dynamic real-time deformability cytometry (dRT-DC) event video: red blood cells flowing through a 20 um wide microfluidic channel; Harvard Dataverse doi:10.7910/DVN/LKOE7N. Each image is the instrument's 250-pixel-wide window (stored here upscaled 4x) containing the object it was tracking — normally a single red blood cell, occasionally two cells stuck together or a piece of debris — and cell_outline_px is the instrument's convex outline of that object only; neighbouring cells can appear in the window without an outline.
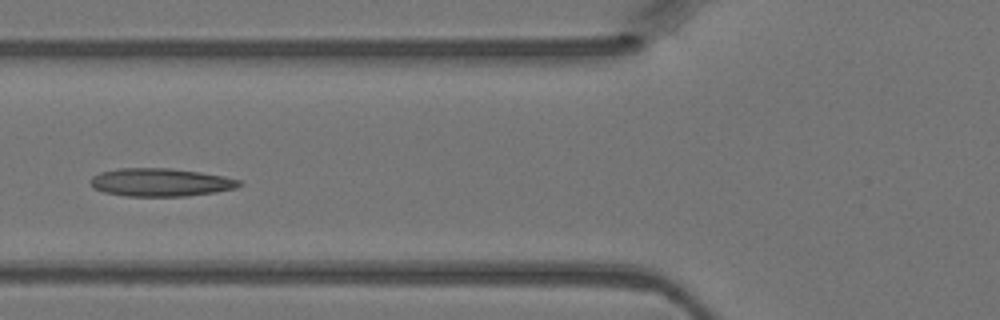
{"species": "Egyptian fruit bat (a non-hibernating species)", "species_latin": "Rousettus aegyptiacus", "temperature_condition": "warm", "stored_images_in_passage": 4, "camera_frame_rate_fps": 3000, "um_per_image_px": 0.085, "animal": {"sex": "female"}, "frame": {"image": 1, "passage_image": 4, "time_ms": 1.0, "image_size_px": [1000, 320], "cell_outline_px": [[244, 184], [236, 188], [216, 192], [188, 196], [124, 196], [104, 192], [92, 188], [88, 180], [92, 176], [100, 172], [120, 168], [168, 168], [200, 172], [224, 176], [240, 180]], "centroid_in_image_um": [13.63, 15.5], "position_along_channel_um": 112.2, "area_um2": 24.57}}